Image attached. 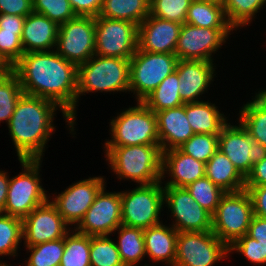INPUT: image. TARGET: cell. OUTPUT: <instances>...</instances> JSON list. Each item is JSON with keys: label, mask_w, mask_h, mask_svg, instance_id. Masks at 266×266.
<instances>
[{"label": "cell", "mask_w": 266, "mask_h": 266, "mask_svg": "<svg viewBox=\"0 0 266 266\" xmlns=\"http://www.w3.org/2000/svg\"><path fill=\"white\" fill-rule=\"evenodd\" d=\"M150 14V0H103L99 16L140 25Z\"/></svg>", "instance_id": "f1b7e54d"}, {"label": "cell", "mask_w": 266, "mask_h": 266, "mask_svg": "<svg viewBox=\"0 0 266 266\" xmlns=\"http://www.w3.org/2000/svg\"><path fill=\"white\" fill-rule=\"evenodd\" d=\"M156 117L162 152L179 148L194 135L186 116L185 104L156 112Z\"/></svg>", "instance_id": "7402d4cb"}, {"label": "cell", "mask_w": 266, "mask_h": 266, "mask_svg": "<svg viewBox=\"0 0 266 266\" xmlns=\"http://www.w3.org/2000/svg\"><path fill=\"white\" fill-rule=\"evenodd\" d=\"M185 188L193 199L211 215L215 213L221 197L226 193L206 176L197 179Z\"/></svg>", "instance_id": "74e56055"}, {"label": "cell", "mask_w": 266, "mask_h": 266, "mask_svg": "<svg viewBox=\"0 0 266 266\" xmlns=\"http://www.w3.org/2000/svg\"><path fill=\"white\" fill-rule=\"evenodd\" d=\"M175 218L177 232L212 231V215L202 208L185 187H164V204Z\"/></svg>", "instance_id": "5bb4252c"}, {"label": "cell", "mask_w": 266, "mask_h": 266, "mask_svg": "<svg viewBox=\"0 0 266 266\" xmlns=\"http://www.w3.org/2000/svg\"><path fill=\"white\" fill-rule=\"evenodd\" d=\"M32 9L58 25L76 17L69 0H32Z\"/></svg>", "instance_id": "ab89813d"}, {"label": "cell", "mask_w": 266, "mask_h": 266, "mask_svg": "<svg viewBox=\"0 0 266 266\" xmlns=\"http://www.w3.org/2000/svg\"><path fill=\"white\" fill-rule=\"evenodd\" d=\"M91 266H124L116 242L109 235L90 236Z\"/></svg>", "instance_id": "d590c367"}, {"label": "cell", "mask_w": 266, "mask_h": 266, "mask_svg": "<svg viewBox=\"0 0 266 266\" xmlns=\"http://www.w3.org/2000/svg\"><path fill=\"white\" fill-rule=\"evenodd\" d=\"M106 185L96 195L93 204L75 227L89 236L111 235L122 224L120 192H106Z\"/></svg>", "instance_id": "9a60e30c"}, {"label": "cell", "mask_w": 266, "mask_h": 266, "mask_svg": "<svg viewBox=\"0 0 266 266\" xmlns=\"http://www.w3.org/2000/svg\"><path fill=\"white\" fill-rule=\"evenodd\" d=\"M258 94L266 101V90H260Z\"/></svg>", "instance_id": "f5cc1de1"}, {"label": "cell", "mask_w": 266, "mask_h": 266, "mask_svg": "<svg viewBox=\"0 0 266 266\" xmlns=\"http://www.w3.org/2000/svg\"><path fill=\"white\" fill-rule=\"evenodd\" d=\"M11 68L0 57V76L6 74Z\"/></svg>", "instance_id": "816d5d0a"}, {"label": "cell", "mask_w": 266, "mask_h": 266, "mask_svg": "<svg viewBox=\"0 0 266 266\" xmlns=\"http://www.w3.org/2000/svg\"><path fill=\"white\" fill-rule=\"evenodd\" d=\"M266 185V152H261L253 164L250 173L245 178V187Z\"/></svg>", "instance_id": "ee69618b"}, {"label": "cell", "mask_w": 266, "mask_h": 266, "mask_svg": "<svg viewBox=\"0 0 266 266\" xmlns=\"http://www.w3.org/2000/svg\"><path fill=\"white\" fill-rule=\"evenodd\" d=\"M162 181L139 185L131 191H121L122 224L147 229L160 224L164 205Z\"/></svg>", "instance_id": "ba28073f"}, {"label": "cell", "mask_w": 266, "mask_h": 266, "mask_svg": "<svg viewBox=\"0 0 266 266\" xmlns=\"http://www.w3.org/2000/svg\"><path fill=\"white\" fill-rule=\"evenodd\" d=\"M105 158L118 179L138 185L162 181V150L160 145L104 147Z\"/></svg>", "instance_id": "3957f363"}, {"label": "cell", "mask_w": 266, "mask_h": 266, "mask_svg": "<svg viewBox=\"0 0 266 266\" xmlns=\"http://www.w3.org/2000/svg\"><path fill=\"white\" fill-rule=\"evenodd\" d=\"M0 266H9V265L7 264V262L5 263L2 260H0ZM10 266H12V265H10Z\"/></svg>", "instance_id": "11a10c76"}, {"label": "cell", "mask_w": 266, "mask_h": 266, "mask_svg": "<svg viewBox=\"0 0 266 266\" xmlns=\"http://www.w3.org/2000/svg\"><path fill=\"white\" fill-rule=\"evenodd\" d=\"M118 231L116 243L120 258L124 266H137L145 257L144 230L121 224Z\"/></svg>", "instance_id": "f546056e"}, {"label": "cell", "mask_w": 266, "mask_h": 266, "mask_svg": "<svg viewBox=\"0 0 266 266\" xmlns=\"http://www.w3.org/2000/svg\"><path fill=\"white\" fill-rule=\"evenodd\" d=\"M213 62L203 60H178L175 70L179 77V94L184 104L202 101L214 78ZM200 99V100H199Z\"/></svg>", "instance_id": "ffe728a7"}, {"label": "cell", "mask_w": 266, "mask_h": 266, "mask_svg": "<svg viewBox=\"0 0 266 266\" xmlns=\"http://www.w3.org/2000/svg\"><path fill=\"white\" fill-rule=\"evenodd\" d=\"M245 189L252 199L254 215L266 219V185Z\"/></svg>", "instance_id": "7dc6e473"}, {"label": "cell", "mask_w": 266, "mask_h": 266, "mask_svg": "<svg viewBox=\"0 0 266 266\" xmlns=\"http://www.w3.org/2000/svg\"><path fill=\"white\" fill-rule=\"evenodd\" d=\"M205 176L224 192H238L245 189V178L220 150H217L205 164Z\"/></svg>", "instance_id": "484cf974"}, {"label": "cell", "mask_w": 266, "mask_h": 266, "mask_svg": "<svg viewBox=\"0 0 266 266\" xmlns=\"http://www.w3.org/2000/svg\"><path fill=\"white\" fill-rule=\"evenodd\" d=\"M195 1H209V2L223 3V0H195Z\"/></svg>", "instance_id": "db71d44e"}, {"label": "cell", "mask_w": 266, "mask_h": 266, "mask_svg": "<svg viewBox=\"0 0 266 266\" xmlns=\"http://www.w3.org/2000/svg\"><path fill=\"white\" fill-rule=\"evenodd\" d=\"M185 112L194 134L219 135L228 121L224 113H220L218 107L208 101L187 103Z\"/></svg>", "instance_id": "d4e9b609"}, {"label": "cell", "mask_w": 266, "mask_h": 266, "mask_svg": "<svg viewBox=\"0 0 266 266\" xmlns=\"http://www.w3.org/2000/svg\"><path fill=\"white\" fill-rule=\"evenodd\" d=\"M227 255L228 246L212 231L178 232L174 266H213Z\"/></svg>", "instance_id": "8fae6325"}, {"label": "cell", "mask_w": 266, "mask_h": 266, "mask_svg": "<svg viewBox=\"0 0 266 266\" xmlns=\"http://www.w3.org/2000/svg\"><path fill=\"white\" fill-rule=\"evenodd\" d=\"M233 28H204L182 24L175 54L178 60L214 62L212 54L226 42Z\"/></svg>", "instance_id": "4fadbf2b"}, {"label": "cell", "mask_w": 266, "mask_h": 266, "mask_svg": "<svg viewBox=\"0 0 266 266\" xmlns=\"http://www.w3.org/2000/svg\"><path fill=\"white\" fill-rule=\"evenodd\" d=\"M179 77L173 71L142 101L152 111L160 112L169 108H176L184 103L179 94Z\"/></svg>", "instance_id": "4dcf8cb0"}, {"label": "cell", "mask_w": 266, "mask_h": 266, "mask_svg": "<svg viewBox=\"0 0 266 266\" xmlns=\"http://www.w3.org/2000/svg\"><path fill=\"white\" fill-rule=\"evenodd\" d=\"M247 235L266 244V219L254 215L248 227Z\"/></svg>", "instance_id": "c3c4849f"}, {"label": "cell", "mask_w": 266, "mask_h": 266, "mask_svg": "<svg viewBox=\"0 0 266 266\" xmlns=\"http://www.w3.org/2000/svg\"><path fill=\"white\" fill-rule=\"evenodd\" d=\"M229 254L233 251L241 253L248 261L264 265L266 264V244L256 241L247 234L238 238L228 247Z\"/></svg>", "instance_id": "7bdbcfd3"}, {"label": "cell", "mask_w": 266, "mask_h": 266, "mask_svg": "<svg viewBox=\"0 0 266 266\" xmlns=\"http://www.w3.org/2000/svg\"><path fill=\"white\" fill-rule=\"evenodd\" d=\"M178 232L163 223L144 229L145 253L153 262L174 266Z\"/></svg>", "instance_id": "cb8c5ba5"}, {"label": "cell", "mask_w": 266, "mask_h": 266, "mask_svg": "<svg viewBox=\"0 0 266 266\" xmlns=\"http://www.w3.org/2000/svg\"><path fill=\"white\" fill-rule=\"evenodd\" d=\"M193 0H150V15L180 24L185 23Z\"/></svg>", "instance_id": "60d3db41"}, {"label": "cell", "mask_w": 266, "mask_h": 266, "mask_svg": "<svg viewBox=\"0 0 266 266\" xmlns=\"http://www.w3.org/2000/svg\"><path fill=\"white\" fill-rule=\"evenodd\" d=\"M109 126L112 138L104 147L159 145L156 113L142 101L112 118Z\"/></svg>", "instance_id": "5b68a950"}, {"label": "cell", "mask_w": 266, "mask_h": 266, "mask_svg": "<svg viewBox=\"0 0 266 266\" xmlns=\"http://www.w3.org/2000/svg\"><path fill=\"white\" fill-rule=\"evenodd\" d=\"M72 232L69 231L65 236V249L60 266H91L90 236L76 230Z\"/></svg>", "instance_id": "1f68e13d"}, {"label": "cell", "mask_w": 266, "mask_h": 266, "mask_svg": "<svg viewBox=\"0 0 266 266\" xmlns=\"http://www.w3.org/2000/svg\"><path fill=\"white\" fill-rule=\"evenodd\" d=\"M177 62L175 53H152L137 48L130 59L129 92L135 95L137 101H143L175 71Z\"/></svg>", "instance_id": "9c48e42d"}, {"label": "cell", "mask_w": 266, "mask_h": 266, "mask_svg": "<svg viewBox=\"0 0 266 266\" xmlns=\"http://www.w3.org/2000/svg\"><path fill=\"white\" fill-rule=\"evenodd\" d=\"M182 24L148 15L138 25V49L152 53H175Z\"/></svg>", "instance_id": "d6986e66"}, {"label": "cell", "mask_w": 266, "mask_h": 266, "mask_svg": "<svg viewBox=\"0 0 266 266\" xmlns=\"http://www.w3.org/2000/svg\"><path fill=\"white\" fill-rule=\"evenodd\" d=\"M253 216L252 199L246 189L226 192L212 215V232L229 247L247 234Z\"/></svg>", "instance_id": "52a82bcc"}, {"label": "cell", "mask_w": 266, "mask_h": 266, "mask_svg": "<svg viewBox=\"0 0 266 266\" xmlns=\"http://www.w3.org/2000/svg\"><path fill=\"white\" fill-rule=\"evenodd\" d=\"M105 184L104 177H89L70 185L51 202L68 225L77 226Z\"/></svg>", "instance_id": "e0dca14e"}, {"label": "cell", "mask_w": 266, "mask_h": 266, "mask_svg": "<svg viewBox=\"0 0 266 266\" xmlns=\"http://www.w3.org/2000/svg\"><path fill=\"white\" fill-rule=\"evenodd\" d=\"M239 111L238 122L248 131L261 152H266V101L258 94Z\"/></svg>", "instance_id": "4316f807"}, {"label": "cell", "mask_w": 266, "mask_h": 266, "mask_svg": "<svg viewBox=\"0 0 266 266\" xmlns=\"http://www.w3.org/2000/svg\"><path fill=\"white\" fill-rule=\"evenodd\" d=\"M61 109L55 102L23 93L8 123L18 159H42L54 132V115Z\"/></svg>", "instance_id": "7a4b0ae2"}, {"label": "cell", "mask_w": 266, "mask_h": 266, "mask_svg": "<svg viewBox=\"0 0 266 266\" xmlns=\"http://www.w3.org/2000/svg\"><path fill=\"white\" fill-rule=\"evenodd\" d=\"M58 31L59 25L46 16L35 12L27 15L21 35L24 53L54 50Z\"/></svg>", "instance_id": "603a6c76"}, {"label": "cell", "mask_w": 266, "mask_h": 266, "mask_svg": "<svg viewBox=\"0 0 266 266\" xmlns=\"http://www.w3.org/2000/svg\"><path fill=\"white\" fill-rule=\"evenodd\" d=\"M185 23L204 28H232L226 19L223 3L193 0Z\"/></svg>", "instance_id": "83f0119b"}, {"label": "cell", "mask_w": 266, "mask_h": 266, "mask_svg": "<svg viewBox=\"0 0 266 266\" xmlns=\"http://www.w3.org/2000/svg\"><path fill=\"white\" fill-rule=\"evenodd\" d=\"M22 240V219L0 213V256H17Z\"/></svg>", "instance_id": "e575fe53"}, {"label": "cell", "mask_w": 266, "mask_h": 266, "mask_svg": "<svg viewBox=\"0 0 266 266\" xmlns=\"http://www.w3.org/2000/svg\"><path fill=\"white\" fill-rule=\"evenodd\" d=\"M23 93L19 78L12 69L0 76V122L6 121L8 125Z\"/></svg>", "instance_id": "836d02e7"}, {"label": "cell", "mask_w": 266, "mask_h": 266, "mask_svg": "<svg viewBox=\"0 0 266 266\" xmlns=\"http://www.w3.org/2000/svg\"><path fill=\"white\" fill-rule=\"evenodd\" d=\"M76 16L97 17L101 12L103 0H69Z\"/></svg>", "instance_id": "bcb514c9"}, {"label": "cell", "mask_w": 266, "mask_h": 266, "mask_svg": "<svg viewBox=\"0 0 266 266\" xmlns=\"http://www.w3.org/2000/svg\"><path fill=\"white\" fill-rule=\"evenodd\" d=\"M25 22L24 16L0 14V28L9 31H22Z\"/></svg>", "instance_id": "681fc988"}, {"label": "cell", "mask_w": 266, "mask_h": 266, "mask_svg": "<svg viewBox=\"0 0 266 266\" xmlns=\"http://www.w3.org/2000/svg\"><path fill=\"white\" fill-rule=\"evenodd\" d=\"M9 180L8 173L0 170V213L4 212L8 195Z\"/></svg>", "instance_id": "f907efd6"}, {"label": "cell", "mask_w": 266, "mask_h": 266, "mask_svg": "<svg viewBox=\"0 0 266 266\" xmlns=\"http://www.w3.org/2000/svg\"><path fill=\"white\" fill-rule=\"evenodd\" d=\"M21 35L22 31H9L0 28V57L10 68L24 54Z\"/></svg>", "instance_id": "b9f144b4"}, {"label": "cell", "mask_w": 266, "mask_h": 266, "mask_svg": "<svg viewBox=\"0 0 266 266\" xmlns=\"http://www.w3.org/2000/svg\"><path fill=\"white\" fill-rule=\"evenodd\" d=\"M31 254L25 266H60L65 249V238L26 246Z\"/></svg>", "instance_id": "8d00e7d4"}, {"label": "cell", "mask_w": 266, "mask_h": 266, "mask_svg": "<svg viewBox=\"0 0 266 266\" xmlns=\"http://www.w3.org/2000/svg\"><path fill=\"white\" fill-rule=\"evenodd\" d=\"M22 221L25 246L65 238L71 229L50 199L35 208Z\"/></svg>", "instance_id": "2e32d148"}, {"label": "cell", "mask_w": 266, "mask_h": 266, "mask_svg": "<svg viewBox=\"0 0 266 266\" xmlns=\"http://www.w3.org/2000/svg\"><path fill=\"white\" fill-rule=\"evenodd\" d=\"M266 0H223V8L228 24L234 29L249 25Z\"/></svg>", "instance_id": "d6a6232c"}, {"label": "cell", "mask_w": 266, "mask_h": 266, "mask_svg": "<svg viewBox=\"0 0 266 266\" xmlns=\"http://www.w3.org/2000/svg\"><path fill=\"white\" fill-rule=\"evenodd\" d=\"M165 174L170 180L164 187H186L205 177V163L183 153L179 148L162 152V179Z\"/></svg>", "instance_id": "44dd1931"}, {"label": "cell", "mask_w": 266, "mask_h": 266, "mask_svg": "<svg viewBox=\"0 0 266 266\" xmlns=\"http://www.w3.org/2000/svg\"><path fill=\"white\" fill-rule=\"evenodd\" d=\"M95 54L131 59L138 48V25L133 22L95 17Z\"/></svg>", "instance_id": "30bf717a"}, {"label": "cell", "mask_w": 266, "mask_h": 266, "mask_svg": "<svg viewBox=\"0 0 266 266\" xmlns=\"http://www.w3.org/2000/svg\"><path fill=\"white\" fill-rule=\"evenodd\" d=\"M77 77V102L80 96L89 92L126 93L130 84V59L94 54L78 65Z\"/></svg>", "instance_id": "277c9868"}, {"label": "cell", "mask_w": 266, "mask_h": 266, "mask_svg": "<svg viewBox=\"0 0 266 266\" xmlns=\"http://www.w3.org/2000/svg\"><path fill=\"white\" fill-rule=\"evenodd\" d=\"M218 150L225 154L238 172L246 178L261 153L248 131L239 125L227 123L221 130Z\"/></svg>", "instance_id": "ac0fdd59"}, {"label": "cell", "mask_w": 266, "mask_h": 266, "mask_svg": "<svg viewBox=\"0 0 266 266\" xmlns=\"http://www.w3.org/2000/svg\"><path fill=\"white\" fill-rule=\"evenodd\" d=\"M95 17L76 16L59 25L55 51L77 66L95 54Z\"/></svg>", "instance_id": "7c38bea8"}, {"label": "cell", "mask_w": 266, "mask_h": 266, "mask_svg": "<svg viewBox=\"0 0 266 266\" xmlns=\"http://www.w3.org/2000/svg\"><path fill=\"white\" fill-rule=\"evenodd\" d=\"M32 12V0H0V14L26 17Z\"/></svg>", "instance_id": "f6af8a7d"}, {"label": "cell", "mask_w": 266, "mask_h": 266, "mask_svg": "<svg viewBox=\"0 0 266 266\" xmlns=\"http://www.w3.org/2000/svg\"><path fill=\"white\" fill-rule=\"evenodd\" d=\"M25 94L55 102L74 132L77 105L78 66L55 50L24 53L11 68Z\"/></svg>", "instance_id": "6da1fadb"}, {"label": "cell", "mask_w": 266, "mask_h": 266, "mask_svg": "<svg viewBox=\"0 0 266 266\" xmlns=\"http://www.w3.org/2000/svg\"><path fill=\"white\" fill-rule=\"evenodd\" d=\"M22 172L9 180L7 201L3 214L24 219L49 197L41 186V159H18Z\"/></svg>", "instance_id": "8992f818"}, {"label": "cell", "mask_w": 266, "mask_h": 266, "mask_svg": "<svg viewBox=\"0 0 266 266\" xmlns=\"http://www.w3.org/2000/svg\"><path fill=\"white\" fill-rule=\"evenodd\" d=\"M219 135L194 134L179 149L194 159L207 163L218 150Z\"/></svg>", "instance_id": "f35d334b"}]
</instances>
